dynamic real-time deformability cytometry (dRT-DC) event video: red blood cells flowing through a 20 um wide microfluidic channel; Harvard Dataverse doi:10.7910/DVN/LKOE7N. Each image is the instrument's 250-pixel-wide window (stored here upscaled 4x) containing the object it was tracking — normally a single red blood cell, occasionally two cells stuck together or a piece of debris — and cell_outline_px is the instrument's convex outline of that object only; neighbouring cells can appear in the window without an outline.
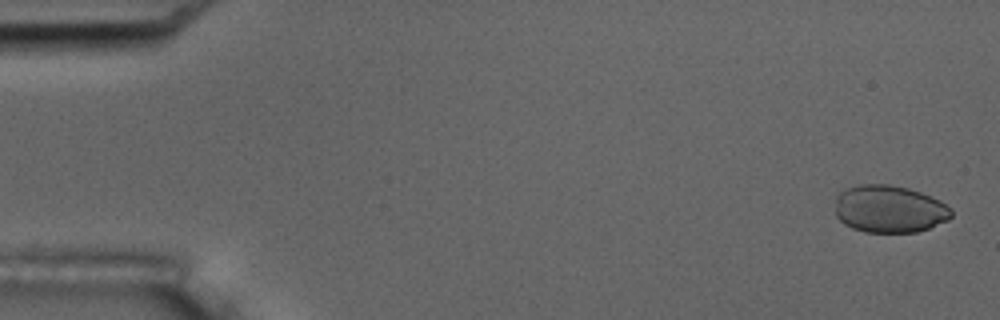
{"species": "common noctule bat (a hibernating species)", "species_latin": "Nyctalus noctula", "temperature_condition": "room temperature", "stored_images_in_passage": 55, "camera_frame_rate_fps": 3000, "um_per_image_px": 0.085, "animal": {"sex": "male", "body_mass_g": 17.5, "forearm_length_mm": 52.3}, "frame": {"image": 1, "passage_image": 2, "time_ms": 0.333, "image_size_px": [1000, 320], "cell_outline_px": [[952, 216], [948, 220], [928, 228], [916, 232], [864, 232], [852, 228], [844, 224], [836, 216], [836, 196], [844, 188], [860, 184], [888, 184], [908, 188], [920, 192], [940, 200], [952, 208]], "centroid_in_image_um": [75.59, 17.76], "position_along_channel_um": 9.4, "area_um2": 32.31}}
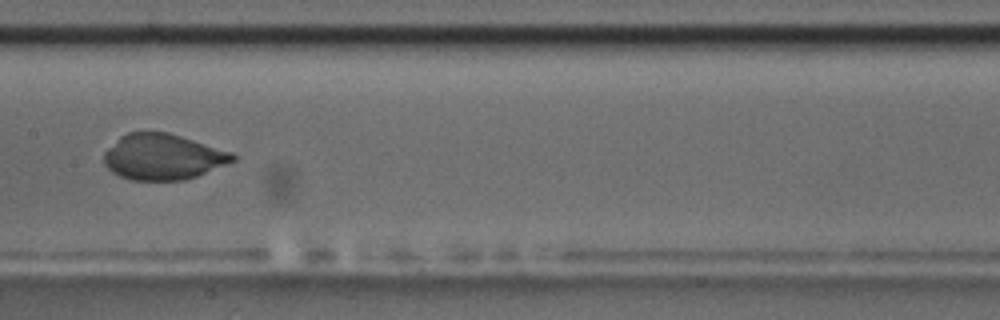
{"frame": {"image": 2, "passage_image": 28, "time_ms": 9.0, "image_size_px": [1000, 320], "cell_outline_px": [[236, 160], [196, 176], [184, 180], [132, 180], [120, 176], [112, 172], [104, 164], [104, 152], [120, 136], [128, 132], [168, 132], [232, 152], [236, 156]], "centroid_in_image_um": [13.83, 13.33], "position_along_channel_um": 193.6, "area_um2": 34.16}}